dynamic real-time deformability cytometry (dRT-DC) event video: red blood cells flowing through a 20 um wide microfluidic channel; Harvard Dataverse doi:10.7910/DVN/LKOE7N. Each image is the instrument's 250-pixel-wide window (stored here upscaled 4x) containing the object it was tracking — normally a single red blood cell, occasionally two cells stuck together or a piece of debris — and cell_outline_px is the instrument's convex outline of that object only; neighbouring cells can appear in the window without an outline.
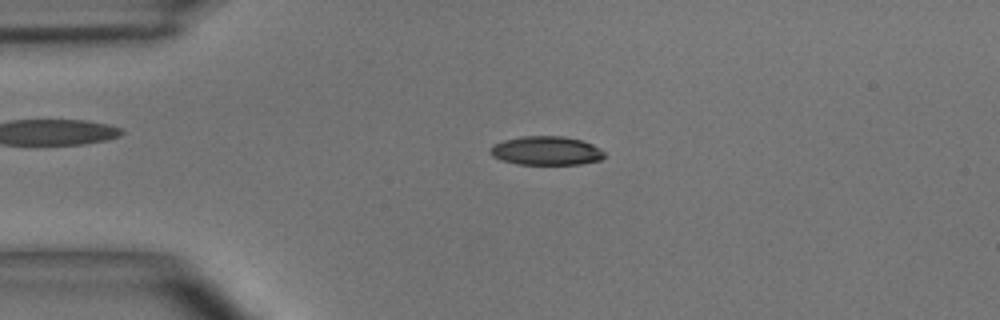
{"species": "common noctule bat (a hibernating species)", "species_latin": "Nyctalus noctula", "temperature_condition": "room temperature", "stored_images_in_passage": 49, "camera_frame_rate_fps": 3000, "um_per_image_px": 0.085, "animal": {"sex": "male", "body_mass_g": 15.6}, "frame": {"image": 1, "passage_image": 11, "time_ms": 3.333, "image_size_px": [1000, 320], "cell_outline_px": [[604, 156], [600, 160], [580, 164], [516, 164], [492, 156], [488, 152], [488, 148], [492, 144], [504, 140], [524, 136], [564, 136], [580, 140], [592, 144], [600, 148], [604, 152]], "centroid_in_image_um": [46.4, 12.81], "position_along_channel_um": 38.6, "area_um2": 19.19}}
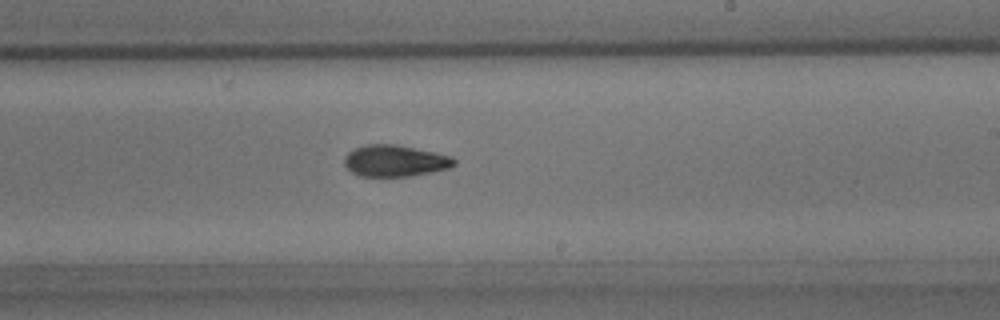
{"frame": {"image": 2, "passage_image": 29, "time_ms": 9.333, "image_size_px": [1000, 320], "cell_outline_px": [[456, 164], [452, 168], [412, 176], [360, 176], [352, 172], [344, 164], [344, 156], [348, 152], [356, 148], [368, 144], [396, 144], [452, 156], [456, 160]], "centroid_in_image_um": [33.6, 13.67], "position_along_channel_um": 255.4, "area_um2": 20.23}}
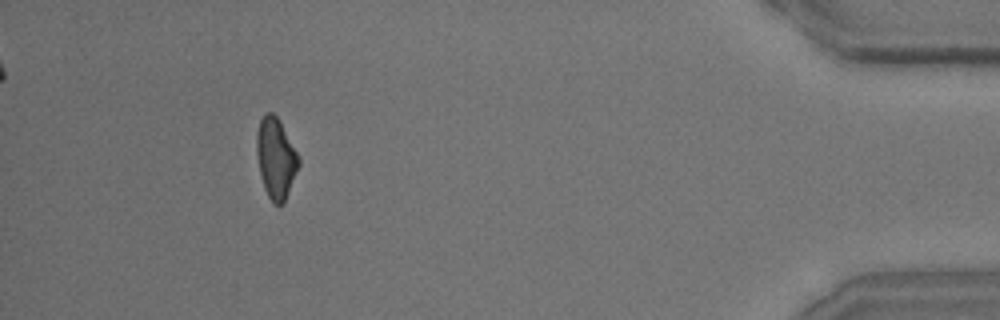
{"frame": {"image": 3, "passage_image": 45, "time_ms": 14.667, "image_size_px": [1000, 320], "cell_outline_px": [[300, 164], [284, 204], [272, 204], [264, 188], [260, 172], [256, 152], [256, 132], [260, 120], [264, 112], [272, 112], [276, 116], [300, 156]], "centroid_in_image_um": [23.45, 13.45], "position_along_channel_um": 411.8, "area_um2": 19.83}, "authors_computed_cell_mechanics": {"area_um2": 19.9988, "velocity_mm_per_s": 4.0724, "shape_relaxation_time_tau1_ms": 2.6233, "shape_relaxation_time_tau2_ms": 3.0758, "deformation_change_tau1": 0.1408, "deformation_change_tau2": 0.1042}}